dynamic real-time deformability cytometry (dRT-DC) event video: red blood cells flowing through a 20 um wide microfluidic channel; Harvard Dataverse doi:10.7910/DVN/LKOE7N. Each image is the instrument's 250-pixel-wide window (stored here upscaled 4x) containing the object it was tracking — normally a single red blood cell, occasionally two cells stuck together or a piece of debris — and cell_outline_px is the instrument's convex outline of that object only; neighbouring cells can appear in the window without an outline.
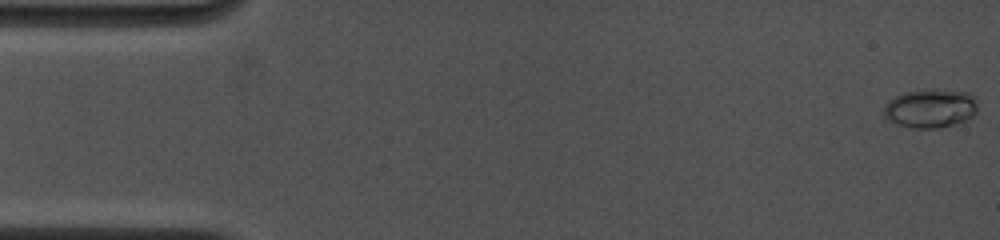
{"species": "common noctule bat (a hibernating species)", "species_latin": "Nyctalus noctula", "temperature_condition": "cold", "stored_images_in_passage": 5, "camera_frame_rate_fps": 4500, "um_per_image_px": 0.085, "animal": {"sex": "female", "body_mass_g": 19.0, "forearm_length_mm": 53.3}, "frame": {"image": 1, "passage_image": 1, "time_ms": 0.0, "image_size_px": [1000, 240], "cell_outline_px": [[976, 112], [972, 116], [964, 120], [952, 124], [936, 128], [912, 128], [896, 124], [884, 116], [884, 104], [888, 100], [904, 92], [968, 92], [972, 96], [976, 104]], "centroid_in_image_um": [79.02, 9.26], "position_along_channel_um": 6.0, "area_um2": 20.23}}